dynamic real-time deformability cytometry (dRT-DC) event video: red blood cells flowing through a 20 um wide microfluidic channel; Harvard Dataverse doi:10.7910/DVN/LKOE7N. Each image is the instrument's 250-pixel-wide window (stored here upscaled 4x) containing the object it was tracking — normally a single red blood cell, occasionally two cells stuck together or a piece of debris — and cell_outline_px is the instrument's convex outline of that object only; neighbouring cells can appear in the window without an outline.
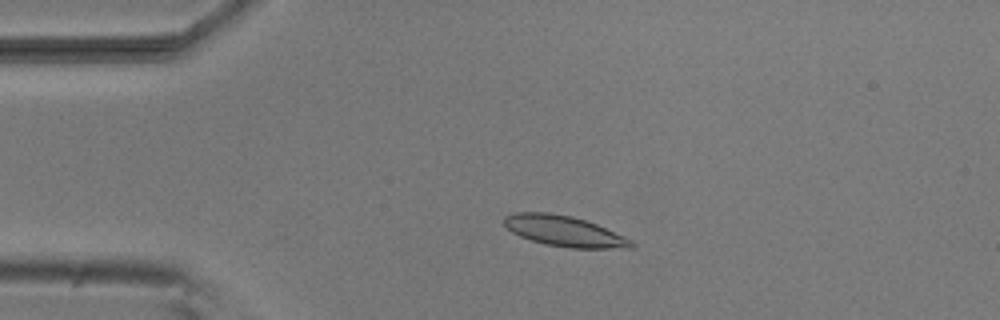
{"species": "common noctule bat (a hibernating species)", "species_latin": "Nyctalus noctula", "temperature_condition": "room temperature", "stored_images_in_passage": 51, "camera_frame_rate_fps": 3000, "um_per_image_px": 0.085, "animal": {"sex": "male", "body_mass_g": 20.5, "forearm_length_mm": 52.5}, "frame": {"image": 1, "passage_image": 10, "time_ms": 3.0, "image_size_px": [1000, 320], "cell_outline_px": [[636, 244], [632, 248], [572, 248], [544, 244], [520, 236], [512, 232], [504, 224], [504, 216], [516, 212], [548, 212], [572, 216], [596, 224], [624, 236], [632, 240]], "centroid_in_image_um": [47.96, 19.64], "position_along_channel_um": 37.0, "area_um2": 22.6}}
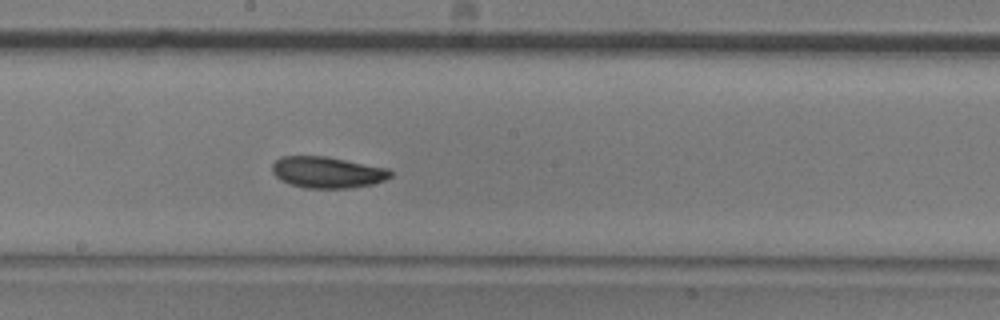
{"frame": {"image": 2, "passage_image": 27, "time_ms": 8.667, "image_size_px": [1000, 320], "cell_outline_px": [[392, 176], [384, 180], [372, 184], [348, 188], [304, 188], [288, 184], [280, 180], [272, 172], [272, 164], [280, 156], [328, 156], [388, 168], [392, 172]], "centroid_in_image_um": [27.8, 14.64], "position_along_channel_um": 220.4, "area_um2": 21.79}}
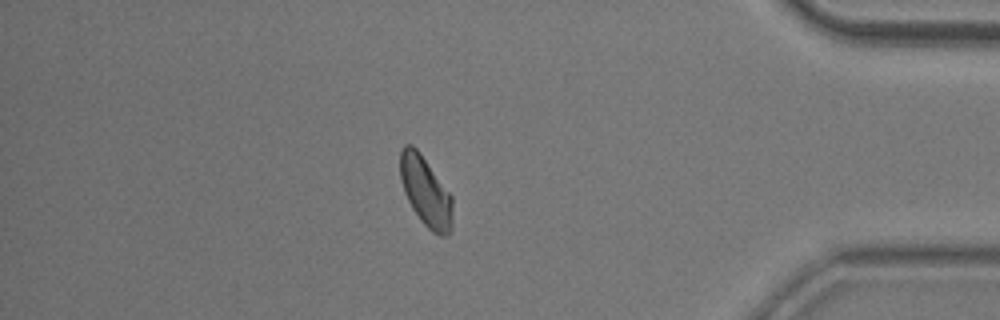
{"frame": {"image": 3, "passage_image": 44, "time_ms": 14.333, "image_size_px": [1000, 320], "cell_outline_px": [[452, 228], [448, 236], [440, 236], [432, 232], [424, 224], [412, 208], [404, 192], [400, 180], [400, 152], [404, 144], [412, 144], [420, 152], [452, 196]], "centroid_in_image_um": [36.18, 16.28], "position_along_channel_um": 399.0, "area_um2": 21.33}, "authors_computed_cell_mechanics": {"area_um2": 21.4438, "velocity_mm_per_s": 3.7969, "shape_relaxation_time_tau1_ms": 2.9133, "shape_relaxation_time_tau2_ms": 5.0405, "deformation_change_tau1": 0.1006, "deformation_change_tau2": 0.0926}}